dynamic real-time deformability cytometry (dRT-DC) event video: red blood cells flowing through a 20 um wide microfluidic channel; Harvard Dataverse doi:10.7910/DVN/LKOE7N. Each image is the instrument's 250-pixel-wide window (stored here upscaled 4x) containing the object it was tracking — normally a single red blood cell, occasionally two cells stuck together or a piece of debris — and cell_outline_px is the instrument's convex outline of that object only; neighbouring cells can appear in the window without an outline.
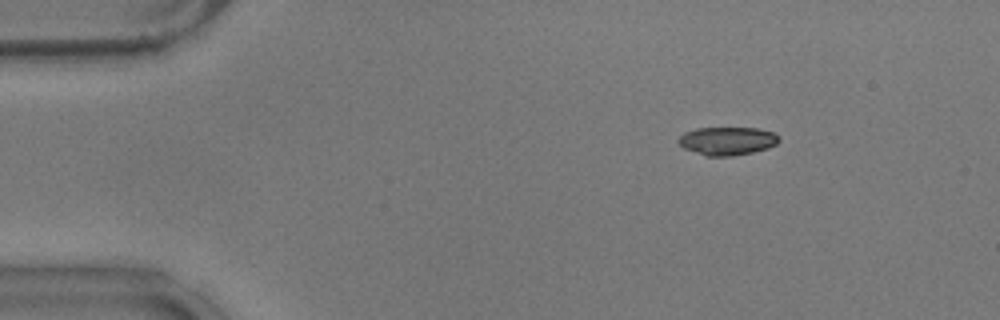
{"species": "common noctule bat (a hibernating species)", "species_latin": "Nyctalus noctula", "temperature_condition": "warm", "stored_images_in_passage": 18, "camera_frame_rate_fps": 3000, "um_per_image_px": 0.085, "animal": {"sex": "male", "body_mass_g": 17.9}, "frame": {"image": 1, "passage_image": 8, "time_ms": 2.333, "image_size_px": [1000, 320], "cell_outline_px": [[780, 140], [776, 144], [768, 148], [752, 152], [732, 156], [704, 156], [684, 148], [676, 140], [684, 132], [696, 128], [756, 128], [772, 132]], "centroid_in_image_um": [61.77, 11.98], "position_along_channel_um": 23.2, "area_um2": 16.47}}